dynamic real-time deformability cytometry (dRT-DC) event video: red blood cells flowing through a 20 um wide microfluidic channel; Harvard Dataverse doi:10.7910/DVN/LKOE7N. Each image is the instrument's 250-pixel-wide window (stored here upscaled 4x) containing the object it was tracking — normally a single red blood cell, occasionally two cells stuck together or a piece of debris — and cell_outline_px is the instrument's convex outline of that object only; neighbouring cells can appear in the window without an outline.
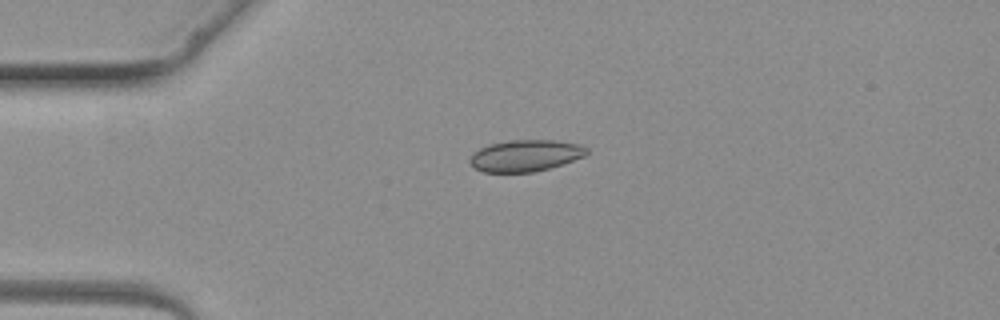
{"species": "common noctule bat (a hibernating species)", "species_latin": "Nyctalus noctula", "temperature_condition": "warm", "stored_images_in_passage": 4, "camera_frame_rate_fps": 3000, "um_per_image_px": 0.085, "animal": {"sex": "female", "body_mass_g": 19.3, "forearm_length_mm": 54.1}, "frame": {"image": 1, "passage_image": 3, "time_ms": 2.333, "image_size_px": [1000, 320], "cell_outline_px": [[588, 152], [584, 156], [548, 168], [532, 172], [484, 172], [476, 168], [468, 160], [472, 152], [488, 144], [512, 140], [556, 140], [580, 144], [588, 148]], "centroid_in_image_um": [44.64, 13.21], "position_along_channel_um": 40.4, "area_um2": 21.39}}
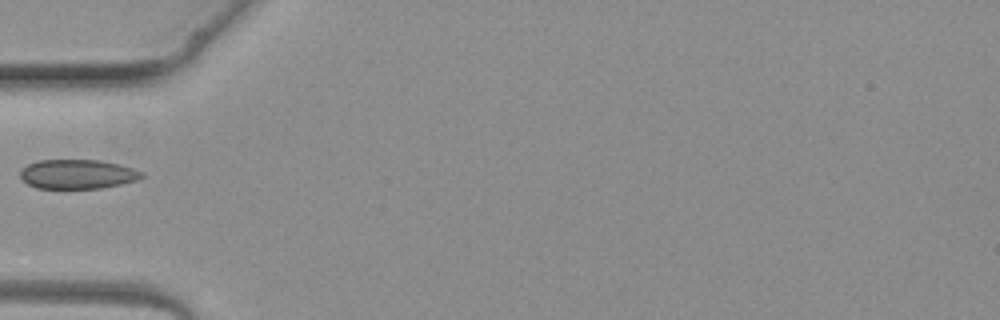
{"frame": {"image": 2, "passage_image": 4, "time_ms": 3.667, "image_size_px": [1000, 320], "cell_outline_px": [[144, 176], [136, 180], [120, 184], [100, 188], [36, 188], [28, 184], [20, 176], [20, 172], [28, 164], [40, 160], [100, 160], [120, 164], [144, 172]], "centroid_in_image_um": [6.61, 14.8], "position_along_channel_um": 78.4, "area_um2": 20.63}}